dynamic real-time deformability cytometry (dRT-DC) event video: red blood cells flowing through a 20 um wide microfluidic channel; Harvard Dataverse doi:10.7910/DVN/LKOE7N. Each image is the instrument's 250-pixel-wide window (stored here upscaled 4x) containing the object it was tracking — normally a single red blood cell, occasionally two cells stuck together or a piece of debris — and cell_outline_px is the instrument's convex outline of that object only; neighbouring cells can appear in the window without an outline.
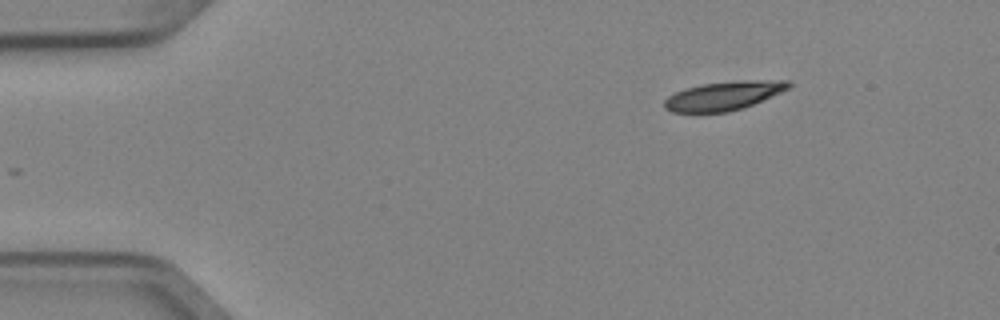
{"species": "Egyptian fruit bat (a non-hibernating species)", "species_latin": "Rousettus aegyptiacus", "temperature_condition": "cold", "stored_images_in_passage": 3, "camera_frame_rate_fps": 3000, "um_per_image_px": 0.085, "animal": {"sex": "female"}, "frame": {"image": 1, "passage_image": 1, "time_ms": 0.0, "image_size_px": [1000, 320], "cell_outline_px": [[792, 84], [788, 88], [780, 92], [744, 108], [728, 112], [672, 112], [664, 108], [664, 100], [668, 96], [676, 92], [700, 84], [736, 80], [788, 80]], "centroid_in_image_um": [61.51, 8.13], "position_along_channel_um": 23.5, "area_um2": 20.81}}